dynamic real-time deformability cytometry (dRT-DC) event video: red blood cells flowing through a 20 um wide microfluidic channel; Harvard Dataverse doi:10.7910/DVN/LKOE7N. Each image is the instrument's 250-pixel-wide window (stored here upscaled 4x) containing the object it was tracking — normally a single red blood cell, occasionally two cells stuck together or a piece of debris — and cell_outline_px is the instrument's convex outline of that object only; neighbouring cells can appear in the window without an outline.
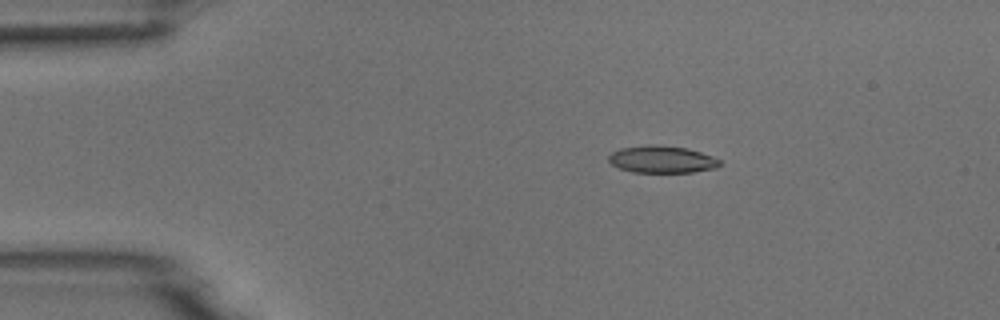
{"species": "common noctule bat (a hibernating species)", "species_latin": "Nyctalus noctula", "temperature_condition": "room temperature", "stored_images_in_passage": 6, "camera_frame_rate_fps": 3000, "um_per_image_px": 0.085, "animal": {"sex": "male", "body_mass_g": 18.8}, "frame": {"image": 1, "passage_image": 3, "time_ms": 0.667, "image_size_px": [1000, 320], "cell_outline_px": [[724, 164], [716, 168], [692, 172], [632, 172], [620, 168], [612, 164], [608, 160], [608, 156], [612, 152], [620, 148], [648, 144], [656, 144], [688, 148], [712, 156], [720, 160]], "centroid_in_image_um": [56.28, 13.54], "position_along_channel_um": 28.7, "area_um2": 17.74}}